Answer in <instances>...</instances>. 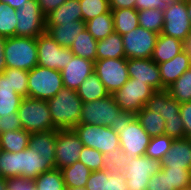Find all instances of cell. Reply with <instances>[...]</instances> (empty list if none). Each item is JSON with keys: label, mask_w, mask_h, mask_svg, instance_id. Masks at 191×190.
<instances>
[{"label": "cell", "mask_w": 191, "mask_h": 190, "mask_svg": "<svg viewBox=\"0 0 191 190\" xmlns=\"http://www.w3.org/2000/svg\"><path fill=\"white\" fill-rule=\"evenodd\" d=\"M53 169L55 156H42L30 147L14 153L0 151V174L5 179L22 176L34 180Z\"/></svg>", "instance_id": "1"}, {"label": "cell", "mask_w": 191, "mask_h": 190, "mask_svg": "<svg viewBox=\"0 0 191 190\" xmlns=\"http://www.w3.org/2000/svg\"><path fill=\"white\" fill-rule=\"evenodd\" d=\"M47 102L53 125L57 129H73L79 124L83 101L76 90L63 87Z\"/></svg>", "instance_id": "2"}, {"label": "cell", "mask_w": 191, "mask_h": 190, "mask_svg": "<svg viewBox=\"0 0 191 190\" xmlns=\"http://www.w3.org/2000/svg\"><path fill=\"white\" fill-rule=\"evenodd\" d=\"M127 116L115 103L113 96L109 95L104 99L83 103L79 124L116 128Z\"/></svg>", "instance_id": "3"}, {"label": "cell", "mask_w": 191, "mask_h": 190, "mask_svg": "<svg viewBox=\"0 0 191 190\" xmlns=\"http://www.w3.org/2000/svg\"><path fill=\"white\" fill-rule=\"evenodd\" d=\"M4 50L7 68L29 71L38 65L36 38L9 37L6 39Z\"/></svg>", "instance_id": "4"}, {"label": "cell", "mask_w": 191, "mask_h": 190, "mask_svg": "<svg viewBox=\"0 0 191 190\" xmlns=\"http://www.w3.org/2000/svg\"><path fill=\"white\" fill-rule=\"evenodd\" d=\"M17 113L22 129L29 133L57 130L52 122L48 102L45 100L25 97Z\"/></svg>", "instance_id": "5"}, {"label": "cell", "mask_w": 191, "mask_h": 190, "mask_svg": "<svg viewBox=\"0 0 191 190\" xmlns=\"http://www.w3.org/2000/svg\"><path fill=\"white\" fill-rule=\"evenodd\" d=\"M116 130L119 136L120 149L129 158L145 155L151 137L141 126L135 115L127 116L116 127Z\"/></svg>", "instance_id": "6"}, {"label": "cell", "mask_w": 191, "mask_h": 190, "mask_svg": "<svg viewBox=\"0 0 191 190\" xmlns=\"http://www.w3.org/2000/svg\"><path fill=\"white\" fill-rule=\"evenodd\" d=\"M63 87L59 70L37 65L28 71V97L48 101Z\"/></svg>", "instance_id": "7"}, {"label": "cell", "mask_w": 191, "mask_h": 190, "mask_svg": "<svg viewBox=\"0 0 191 190\" xmlns=\"http://www.w3.org/2000/svg\"><path fill=\"white\" fill-rule=\"evenodd\" d=\"M73 130L85 147L96 149L103 155L111 150L120 149L116 128L78 124Z\"/></svg>", "instance_id": "8"}, {"label": "cell", "mask_w": 191, "mask_h": 190, "mask_svg": "<svg viewBox=\"0 0 191 190\" xmlns=\"http://www.w3.org/2000/svg\"><path fill=\"white\" fill-rule=\"evenodd\" d=\"M155 92L151 86L136 81L134 78L129 80L116 92L112 94L115 103L128 116L136 115Z\"/></svg>", "instance_id": "9"}, {"label": "cell", "mask_w": 191, "mask_h": 190, "mask_svg": "<svg viewBox=\"0 0 191 190\" xmlns=\"http://www.w3.org/2000/svg\"><path fill=\"white\" fill-rule=\"evenodd\" d=\"M162 170V161L146 155L130 158L124 170L128 190H146L152 175Z\"/></svg>", "instance_id": "10"}, {"label": "cell", "mask_w": 191, "mask_h": 190, "mask_svg": "<svg viewBox=\"0 0 191 190\" xmlns=\"http://www.w3.org/2000/svg\"><path fill=\"white\" fill-rule=\"evenodd\" d=\"M36 41L39 66L61 71L73 58L70 48L57 44L47 32L39 35Z\"/></svg>", "instance_id": "11"}, {"label": "cell", "mask_w": 191, "mask_h": 190, "mask_svg": "<svg viewBox=\"0 0 191 190\" xmlns=\"http://www.w3.org/2000/svg\"><path fill=\"white\" fill-rule=\"evenodd\" d=\"M15 36L37 38L46 32L45 16L40 10L37 0H28L16 9Z\"/></svg>", "instance_id": "12"}, {"label": "cell", "mask_w": 191, "mask_h": 190, "mask_svg": "<svg viewBox=\"0 0 191 190\" xmlns=\"http://www.w3.org/2000/svg\"><path fill=\"white\" fill-rule=\"evenodd\" d=\"M94 69L110 95L129 80L126 58L96 60Z\"/></svg>", "instance_id": "13"}, {"label": "cell", "mask_w": 191, "mask_h": 190, "mask_svg": "<svg viewBox=\"0 0 191 190\" xmlns=\"http://www.w3.org/2000/svg\"><path fill=\"white\" fill-rule=\"evenodd\" d=\"M164 25L161 34L181 41L191 34V22L187 12V1H171L163 11Z\"/></svg>", "instance_id": "14"}, {"label": "cell", "mask_w": 191, "mask_h": 190, "mask_svg": "<svg viewBox=\"0 0 191 190\" xmlns=\"http://www.w3.org/2000/svg\"><path fill=\"white\" fill-rule=\"evenodd\" d=\"M159 34L137 27L122 35L126 59L151 58Z\"/></svg>", "instance_id": "15"}, {"label": "cell", "mask_w": 191, "mask_h": 190, "mask_svg": "<svg viewBox=\"0 0 191 190\" xmlns=\"http://www.w3.org/2000/svg\"><path fill=\"white\" fill-rule=\"evenodd\" d=\"M83 147V143L73 129H57L55 169L61 170L77 162Z\"/></svg>", "instance_id": "16"}, {"label": "cell", "mask_w": 191, "mask_h": 190, "mask_svg": "<svg viewBox=\"0 0 191 190\" xmlns=\"http://www.w3.org/2000/svg\"><path fill=\"white\" fill-rule=\"evenodd\" d=\"M129 78L143 82L155 91L162 90V80L158 64L151 58L146 59H127Z\"/></svg>", "instance_id": "17"}, {"label": "cell", "mask_w": 191, "mask_h": 190, "mask_svg": "<svg viewBox=\"0 0 191 190\" xmlns=\"http://www.w3.org/2000/svg\"><path fill=\"white\" fill-rule=\"evenodd\" d=\"M94 71L93 61L73 55L71 61H68L66 67L60 71L63 86L77 91L79 86Z\"/></svg>", "instance_id": "18"}, {"label": "cell", "mask_w": 191, "mask_h": 190, "mask_svg": "<svg viewBox=\"0 0 191 190\" xmlns=\"http://www.w3.org/2000/svg\"><path fill=\"white\" fill-rule=\"evenodd\" d=\"M145 107L161 114L164 120L182 119L180 103L170 95L167 89L155 91L146 102Z\"/></svg>", "instance_id": "19"}, {"label": "cell", "mask_w": 191, "mask_h": 190, "mask_svg": "<svg viewBox=\"0 0 191 190\" xmlns=\"http://www.w3.org/2000/svg\"><path fill=\"white\" fill-rule=\"evenodd\" d=\"M191 169V138L173 140L171 148L162 160V168Z\"/></svg>", "instance_id": "20"}, {"label": "cell", "mask_w": 191, "mask_h": 190, "mask_svg": "<svg viewBox=\"0 0 191 190\" xmlns=\"http://www.w3.org/2000/svg\"><path fill=\"white\" fill-rule=\"evenodd\" d=\"M162 90L169 88L186 70L191 67L190 58L185 52H181L173 59L158 64Z\"/></svg>", "instance_id": "21"}, {"label": "cell", "mask_w": 191, "mask_h": 190, "mask_svg": "<svg viewBox=\"0 0 191 190\" xmlns=\"http://www.w3.org/2000/svg\"><path fill=\"white\" fill-rule=\"evenodd\" d=\"M46 32L62 47L70 48L79 33L86 29L85 22L72 21L61 25H45Z\"/></svg>", "instance_id": "22"}, {"label": "cell", "mask_w": 191, "mask_h": 190, "mask_svg": "<svg viewBox=\"0 0 191 190\" xmlns=\"http://www.w3.org/2000/svg\"><path fill=\"white\" fill-rule=\"evenodd\" d=\"M24 97L17 94L10 84V77L0 74V117L17 113Z\"/></svg>", "instance_id": "23"}, {"label": "cell", "mask_w": 191, "mask_h": 190, "mask_svg": "<svg viewBox=\"0 0 191 190\" xmlns=\"http://www.w3.org/2000/svg\"><path fill=\"white\" fill-rule=\"evenodd\" d=\"M72 21H82L79 0H66L64 4L45 16V25H61Z\"/></svg>", "instance_id": "24"}, {"label": "cell", "mask_w": 191, "mask_h": 190, "mask_svg": "<svg viewBox=\"0 0 191 190\" xmlns=\"http://www.w3.org/2000/svg\"><path fill=\"white\" fill-rule=\"evenodd\" d=\"M182 51L181 40L160 33L153 49L151 59L156 64H161L173 59Z\"/></svg>", "instance_id": "25"}, {"label": "cell", "mask_w": 191, "mask_h": 190, "mask_svg": "<svg viewBox=\"0 0 191 190\" xmlns=\"http://www.w3.org/2000/svg\"><path fill=\"white\" fill-rule=\"evenodd\" d=\"M125 58L122 36L113 32L97 41V60Z\"/></svg>", "instance_id": "26"}, {"label": "cell", "mask_w": 191, "mask_h": 190, "mask_svg": "<svg viewBox=\"0 0 191 190\" xmlns=\"http://www.w3.org/2000/svg\"><path fill=\"white\" fill-rule=\"evenodd\" d=\"M77 95L83 103H86L98 99H104L110 94L105 89V86L102 84L97 74L93 72L79 86L77 89Z\"/></svg>", "instance_id": "27"}, {"label": "cell", "mask_w": 191, "mask_h": 190, "mask_svg": "<svg viewBox=\"0 0 191 190\" xmlns=\"http://www.w3.org/2000/svg\"><path fill=\"white\" fill-rule=\"evenodd\" d=\"M57 130L31 133L28 147L42 156H55Z\"/></svg>", "instance_id": "28"}, {"label": "cell", "mask_w": 191, "mask_h": 190, "mask_svg": "<svg viewBox=\"0 0 191 190\" xmlns=\"http://www.w3.org/2000/svg\"><path fill=\"white\" fill-rule=\"evenodd\" d=\"M114 32L121 36L139 26L138 11L135 8L112 10Z\"/></svg>", "instance_id": "29"}, {"label": "cell", "mask_w": 191, "mask_h": 190, "mask_svg": "<svg viewBox=\"0 0 191 190\" xmlns=\"http://www.w3.org/2000/svg\"><path fill=\"white\" fill-rule=\"evenodd\" d=\"M30 135L24 129L1 133L0 150L11 153L23 151L28 147Z\"/></svg>", "instance_id": "30"}, {"label": "cell", "mask_w": 191, "mask_h": 190, "mask_svg": "<svg viewBox=\"0 0 191 190\" xmlns=\"http://www.w3.org/2000/svg\"><path fill=\"white\" fill-rule=\"evenodd\" d=\"M71 52L84 59L95 62L97 60V40L85 29L70 47Z\"/></svg>", "instance_id": "31"}, {"label": "cell", "mask_w": 191, "mask_h": 190, "mask_svg": "<svg viewBox=\"0 0 191 190\" xmlns=\"http://www.w3.org/2000/svg\"><path fill=\"white\" fill-rule=\"evenodd\" d=\"M135 116L150 137L164 135L166 123L161 114L144 106Z\"/></svg>", "instance_id": "32"}, {"label": "cell", "mask_w": 191, "mask_h": 190, "mask_svg": "<svg viewBox=\"0 0 191 190\" xmlns=\"http://www.w3.org/2000/svg\"><path fill=\"white\" fill-rule=\"evenodd\" d=\"M92 170L77 161L61 169L66 187H85Z\"/></svg>", "instance_id": "33"}, {"label": "cell", "mask_w": 191, "mask_h": 190, "mask_svg": "<svg viewBox=\"0 0 191 190\" xmlns=\"http://www.w3.org/2000/svg\"><path fill=\"white\" fill-rule=\"evenodd\" d=\"M86 30L93 36L95 40L105 39L114 32V23L112 11L100 14L97 17L85 22Z\"/></svg>", "instance_id": "34"}, {"label": "cell", "mask_w": 191, "mask_h": 190, "mask_svg": "<svg viewBox=\"0 0 191 190\" xmlns=\"http://www.w3.org/2000/svg\"><path fill=\"white\" fill-rule=\"evenodd\" d=\"M170 95L180 104L191 101V67L186 70L169 88Z\"/></svg>", "instance_id": "35"}, {"label": "cell", "mask_w": 191, "mask_h": 190, "mask_svg": "<svg viewBox=\"0 0 191 190\" xmlns=\"http://www.w3.org/2000/svg\"><path fill=\"white\" fill-rule=\"evenodd\" d=\"M139 27L160 34L164 25L163 11L159 9H144L138 11Z\"/></svg>", "instance_id": "36"}, {"label": "cell", "mask_w": 191, "mask_h": 190, "mask_svg": "<svg viewBox=\"0 0 191 190\" xmlns=\"http://www.w3.org/2000/svg\"><path fill=\"white\" fill-rule=\"evenodd\" d=\"M38 190H65V182L61 170L53 169L44 172L34 179Z\"/></svg>", "instance_id": "37"}, {"label": "cell", "mask_w": 191, "mask_h": 190, "mask_svg": "<svg viewBox=\"0 0 191 190\" xmlns=\"http://www.w3.org/2000/svg\"><path fill=\"white\" fill-rule=\"evenodd\" d=\"M16 21V9L0 2V36H15Z\"/></svg>", "instance_id": "38"}, {"label": "cell", "mask_w": 191, "mask_h": 190, "mask_svg": "<svg viewBox=\"0 0 191 190\" xmlns=\"http://www.w3.org/2000/svg\"><path fill=\"white\" fill-rule=\"evenodd\" d=\"M173 139L166 135L151 137L145 155L160 161L169 152Z\"/></svg>", "instance_id": "39"}, {"label": "cell", "mask_w": 191, "mask_h": 190, "mask_svg": "<svg viewBox=\"0 0 191 190\" xmlns=\"http://www.w3.org/2000/svg\"><path fill=\"white\" fill-rule=\"evenodd\" d=\"M79 2L83 22H87L100 14L110 11L109 0H79Z\"/></svg>", "instance_id": "40"}, {"label": "cell", "mask_w": 191, "mask_h": 190, "mask_svg": "<svg viewBox=\"0 0 191 190\" xmlns=\"http://www.w3.org/2000/svg\"><path fill=\"white\" fill-rule=\"evenodd\" d=\"M170 181V189L183 190L191 186V169L181 168H162Z\"/></svg>", "instance_id": "41"}, {"label": "cell", "mask_w": 191, "mask_h": 190, "mask_svg": "<svg viewBox=\"0 0 191 190\" xmlns=\"http://www.w3.org/2000/svg\"><path fill=\"white\" fill-rule=\"evenodd\" d=\"M78 161L82 162L92 171L106 169L104 155L100 151L90 147L84 146L82 148Z\"/></svg>", "instance_id": "42"}, {"label": "cell", "mask_w": 191, "mask_h": 190, "mask_svg": "<svg viewBox=\"0 0 191 190\" xmlns=\"http://www.w3.org/2000/svg\"><path fill=\"white\" fill-rule=\"evenodd\" d=\"M4 73L10 77V84L14 91L22 97H28V71L7 68Z\"/></svg>", "instance_id": "43"}, {"label": "cell", "mask_w": 191, "mask_h": 190, "mask_svg": "<svg viewBox=\"0 0 191 190\" xmlns=\"http://www.w3.org/2000/svg\"><path fill=\"white\" fill-rule=\"evenodd\" d=\"M106 169L117 172H124L130 158L121 149L111 150L104 154Z\"/></svg>", "instance_id": "44"}, {"label": "cell", "mask_w": 191, "mask_h": 190, "mask_svg": "<svg viewBox=\"0 0 191 190\" xmlns=\"http://www.w3.org/2000/svg\"><path fill=\"white\" fill-rule=\"evenodd\" d=\"M105 190H128L125 174L107 169Z\"/></svg>", "instance_id": "45"}, {"label": "cell", "mask_w": 191, "mask_h": 190, "mask_svg": "<svg viewBox=\"0 0 191 190\" xmlns=\"http://www.w3.org/2000/svg\"><path fill=\"white\" fill-rule=\"evenodd\" d=\"M165 123L164 135L173 140L186 138L182 119L165 120Z\"/></svg>", "instance_id": "46"}, {"label": "cell", "mask_w": 191, "mask_h": 190, "mask_svg": "<svg viewBox=\"0 0 191 190\" xmlns=\"http://www.w3.org/2000/svg\"><path fill=\"white\" fill-rule=\"evenodd\" d=\"M107 169L92 171L85 188L87 190H105Z\"/></svg>", "instance_id": "47"}, {"label": "cell", "mask_w": 191, "mask_h": 190, "mask_svg": "<svg viewBox=\"0 0 191 190\" xmlns=\"http://www.w3.org/2000/svg\"><path fill=\"white\" fill-rule=\"evenodd\" d=\"M7 190H38L33 179L22 176L7 179Z\"/></svg>", "instance_id": "48"}, {"label": "cell", "mask_w": 191, "mask_h": 190, "mask_svg": "<svg viewBox=\"0 0 191 190\" xmlns=\"http://www.w3.org/2000/svg\"><path fill=\"white\" fill-rule=\"evenodd\" d=\"M146 190H175L170 189V181L162 170L151 176Z\"/></svg>", "instance_id": "49"}, {"label": "cell", "mask_w": 191, "mask_h": 190, "mask_svg": "<svg viewBox=\"0 0 191 190\" xmlns=\"http://www.w3.org/2000/svg\"><path fill=\"white\" fill-rule=\"evenodd\" d=\"M20 129H22V124L18 113H12L9 116L0 117V134Z\"/></svg>", "instance_id": "50"}, {"label": "cell", "mask_w": 191, "mask_h": 190, "mask_svg": "<svg viewBox=\"0 0 191 190\" xmlns=\"http://www.w3.org/2000/svg\"><path fill=\"white\" fill-rule=\"evenodd\" d=\"M171 0H136L135 9L137 11L144 9H159L164 11L168 8Z\"/></svg>", "instance_id": "51"}, {"label": "cell", "mask_w": 191, "mask_h": 190, "mask_svg": "<svg viewBox=\"0 0 191 190\" xmlns=\"http://www.w3.org/2000/svg\"><path fill=\"white\" fill-rule=\"evenodd\" d=\"M180 116L182 118L186 138H191V101L180 104Z\"/></svg>", "instance_id": "52"}, {"label": "cell", "mask_w": 191, "mask_h": 190, "mask_svg": "<svg viewBox=\"0 0 191 190\" xmlns=\"http://www.w3.org/2000/svg\"><path fill=\"white\" fill-rule=\"evenodd\" d=\"M40 10L44 16L57 9L64 4L66 0H37Z\"/></svg>", "instance_id": "53"}, {"label": "cell", "mask_w": 191, "mask_h": 190, "mask_svg": "<svg viewBox=\"0 0 191 190\" xmlns=\"http://www.w3.org/2000/svg\"><path fill=\"white\" fill-rule=\"evenodd\" d=\"M110 10L135 8L136 0H109Z\"/></svg>", "instance_id": "54"}, {"label": "cell", "mask_w": 191, "mask_h": 190, "mask_svg": "<svg viewBox=\"0 0 191 190\" xmlns=\"http://www.w3.org/2000/svg\"><path fill=\"white\" fill-rule=\"evenodd\" d=\"M6 37L0 36V74L4 72L7 67H6V60H5V53H4V46L6 43Z\"/></svg>", "instance_id": "55"}, {"label": "cell", "mask_w": 191, "mask_h": 190, "mask_svg": "<svg viewBox=\"0 0 191 190\" xmlns=\"http://www.w3.org/2000/svg\"><path fill=\"white\" fill-rule=\"evenodd\" d=\"M183 52L187 54L191 61V34H189L185 40L182 41Z\"/></svg>", "instance_id": "56"}, {"label": "cell", "mask_w": 191, "mask_h": 190, "mask_svg": "<svg viewBox=\"0 0 191 190\" xmlns=\"http://www.w3.org/2000/svg\"><path fill=\"white\" fill-rule=\"evenodd\" d=\"M28 0H0V2L7 4L8 6L18 9L26 4Z\"/></svg>", "instance_id": "57"}, {"label": "cell", "mask_w": 191, "mask_h": 190, "mask_svg": "<svg viewBox=\"0 0 191 190\" xmlns=\"http://www.w3.org/2000/svg\"><path fill=\"white\" fill-rule=\"evenodd\" d=\"M0 190H7V179L0 178Z\"/></svg>", "instance_id": "58"}, {"label": "cell", "mask_w": 191, "mask_h": 190, "mask_svg": "<svg viewBox=\"0 0 191 190\" xmlns=\"http://www.w3.org/2000/svg\"><path fill=\"white\" fill-rule=\"evenodd\" d=\"M187 12H188L189 20L191 22V0L187 1Z\"/></svg>", "instance_id": "59"}, {"label": "cell", "mask_w": 191, "mask_h": 190, "mask_svg": "<svg viewBox=\"0 0 191 190\" xmlns=\"http://www.w3.org/2000/svg\"><path fill=\"white\" fill-rule=\"evenodd\" d=\"M65 190H87L85 187H66Z\"/></svg>", "instance_id": "60"}, {"label": "cell", "mask_w": 191, "mask_h": 190, "mask_svg": "<svg viewBox=\"0 0 191 190\" xmlns=\"http://www.w3.org/2000/svg\"><path fill=\"white\" fill-rule=\"evenodd\" d=\"M183 190H191V186L184 188Z\"/></svg>", "instance_id": "61"}]
</instances>
